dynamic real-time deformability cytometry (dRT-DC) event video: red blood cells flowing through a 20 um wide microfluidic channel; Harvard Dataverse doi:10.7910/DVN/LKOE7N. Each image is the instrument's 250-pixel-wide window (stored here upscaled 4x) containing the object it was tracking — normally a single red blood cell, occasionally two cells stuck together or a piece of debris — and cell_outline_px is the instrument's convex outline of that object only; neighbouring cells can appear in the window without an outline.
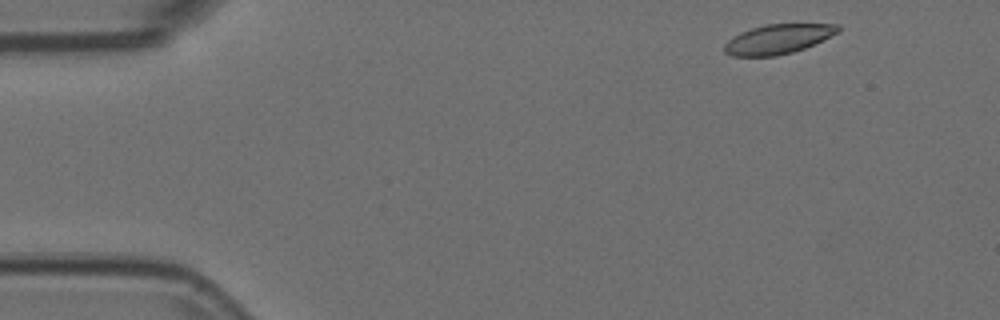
{"species": "Egyptian fruit bat (a non-hibernating species)", "species_latin": "Rousettus aegyptiacus", "temperature_condition": "room temperature", "stored_images_in_passage": 52, "camera_frame_rate_fps": 3000, "um_per_image_px": 0.085, "animal": {"sex": "female"}, "frame": {"image": 1, "passage_image": 2, "time_ms": 0.333, "image_size_px": [1000, 320], "cell_outline_px": [[840, 32], [804, 48], [792, 52], [776, 56], [732, 56], [724, 52], [724, 44], [732, 36], [740, 32], [752, 28], [768, 24], [840, 24]], "centroid_in_image_um": [66.12, 3.32], "position_along_channel_um": 18.9, "area_um2": 19.54}}
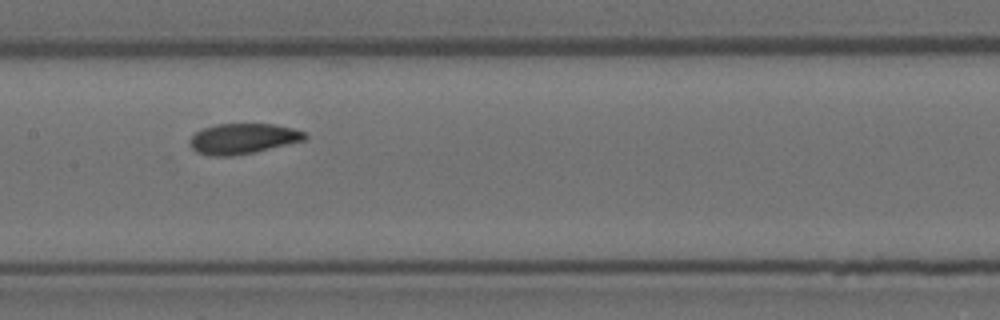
{"frame": {"image": 2, "passage_image": 23, "time_ms": 7.333, "image_size_px": [1000, 320], "cell_outline_px": [[308, 136], [304, 140], [252, 152], [232, 156], [208, 156], [196, 152], [188, 144], [188, 140], [196, 132], [204, 128], [216, 124], [272, 124], [292, 128], [304, 132]], "centroid_in_image_um": [20.58, 11.79], "position_along_channel_um": 186.8, "area_um2": 20.23}}
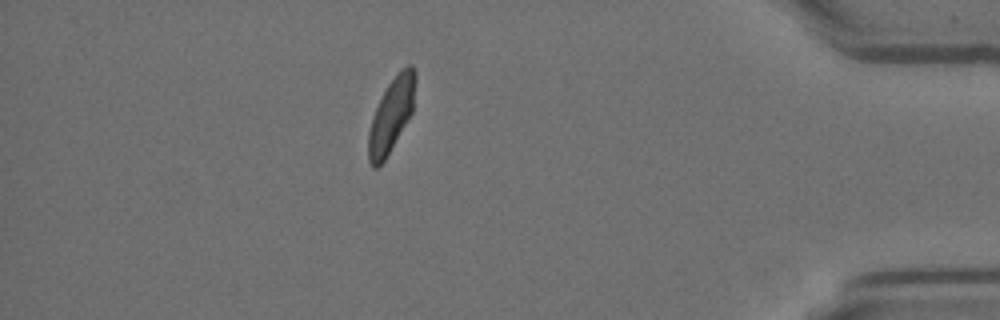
{"frame": {"image": 3, "passage_image": 44, "time_ms": 14.333, "image_size_px": [1000, 320], "cell_outline_px": [[416, 80], [412, 112], [384, 160], [376, 168], [372, 168], [368, 160], [368, 132], [372, 116], [388, 84], [396, 72], [400, 68], [408, 64], [412, 64], [416, 72]], "centroid_in_image_um": [33.26, 9.72], "position_along_channel_um": 401.9, "area_um2": 20.06}, "authors_computed_cell_mechanics": {"area_um2": 20.6346, "velocity_mm_per_s": 3.7109, "shape_relaxation_time_tau1_ms": 5.9027, "shape_relaxation_time_tau2_ms": 2.1262, "deformation_change_tau1": 0.1389, "deformation_change_tau2": 0.0768}}